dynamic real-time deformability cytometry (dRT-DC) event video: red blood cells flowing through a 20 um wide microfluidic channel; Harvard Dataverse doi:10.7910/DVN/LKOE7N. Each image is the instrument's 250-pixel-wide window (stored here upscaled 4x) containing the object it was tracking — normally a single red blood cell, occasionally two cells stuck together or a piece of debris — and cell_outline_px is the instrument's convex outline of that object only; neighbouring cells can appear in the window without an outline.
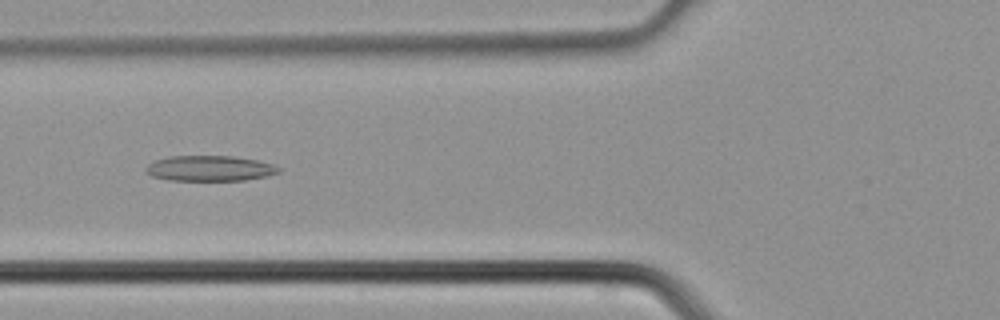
{"species": "common noctule bat (a hibernating species)", "species_latin": "Nyctalus noctula", "temperature_condition": "cold", "stored_images_in_passage": 2, "camera_frame_rate_fps": 3000, "um_per_image_px": 0.085, "animal": {"sex": "male", "body_mass_g": 21.5, "forearm_length_mm": 52.0}, "frame": {"image": 1, "passage_image": 2, "time_ms": 0.333, "image_size_px": [1000, 320], "cell_outline_px": [[284, 168], [280, 172], [268, 176], [244, 180], [168, 180], [152, 176], [144, 172], [144, 168], [148, 164], [156, 160], [168, 156], [232, 156], [256, 160], [272, 164]], "centroid_in_image_um": [17.83, 14.31], "position_along_channel_um": 108.0, "area_um2": 19.83}}